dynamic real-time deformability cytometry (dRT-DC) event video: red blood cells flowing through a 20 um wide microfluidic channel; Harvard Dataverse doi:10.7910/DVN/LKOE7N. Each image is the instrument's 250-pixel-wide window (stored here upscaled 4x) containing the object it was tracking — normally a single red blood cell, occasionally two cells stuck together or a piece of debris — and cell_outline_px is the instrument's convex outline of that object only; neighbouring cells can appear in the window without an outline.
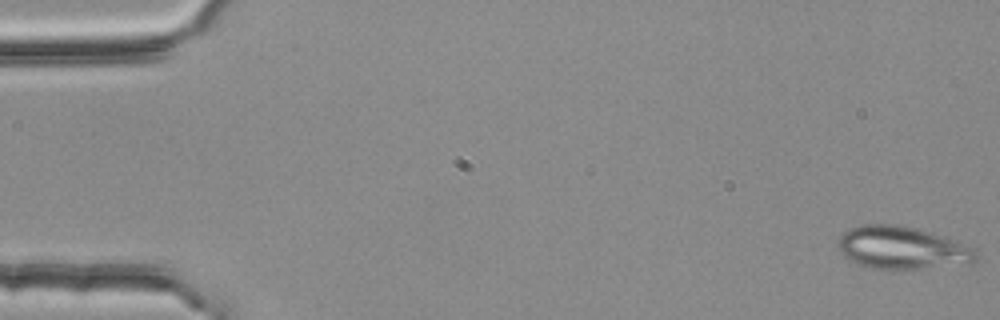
{"species": "common noctule bat (a hibernating species)", "species_latin": "Nyctalus noctula", "temperature_condition": "room temperature", "stored_images_in_passage": 53, "segment_of_instrument_passage": [1, 2], "camera_frame_rate_fps": 3000, "um_per_image_px": 0.085, "animal": {"sex": "female", "body_mass_g": 25.1}, "frame": {"image": 1, "passage_image": 1, "time_ms": 0.0, "image_size_px": [1000, 320], "cell_outline_px": [[980, 256], [972, 264], [916, 268], [868, 268], [856, 264], [848, 260], [840, 252], [836, 244], [840, 236], [848, 228], [864, 224], [900, 224], [916, 228], [976, 248]], "centroid_in_image_um": [76.66, 21.06], "position_along_channel_um": 8.3, "area_um2": 34.45}}